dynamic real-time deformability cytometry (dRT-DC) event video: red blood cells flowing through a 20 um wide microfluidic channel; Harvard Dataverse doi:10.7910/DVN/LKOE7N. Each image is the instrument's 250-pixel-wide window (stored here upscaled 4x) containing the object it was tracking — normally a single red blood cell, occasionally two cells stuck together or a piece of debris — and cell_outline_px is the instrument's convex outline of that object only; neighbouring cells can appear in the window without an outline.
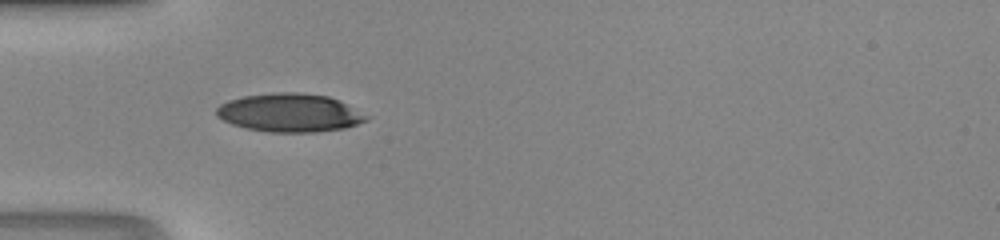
{"species": "human", "species_latin": "Homo sapiens", "temperature_condition": "room temperature", "stored_images_in_passage": 33, "camera_frame_rate_fps": 3000, "um_per_image_px": 0.085, "donor": {"sex": "male"}, "frame": {"image": 1, "passage_image": 1, "time_ms": 0.0, "image_size_px": [1000, 240], "cell_outline_px": [[372, 116], [368, 120], [344, 128], [316, 132], [268, 132], [248, 128], [232, 124], [216, 116], [216, 108], [220, 104], [228, 100], [244, 96], [272, 92], [296, 92], [328, 96], [340, 100]], "centroid_in_image_um": [24.66, 9.57], "position_along_channel_um": 60.3, "area_um2": 33.76}}
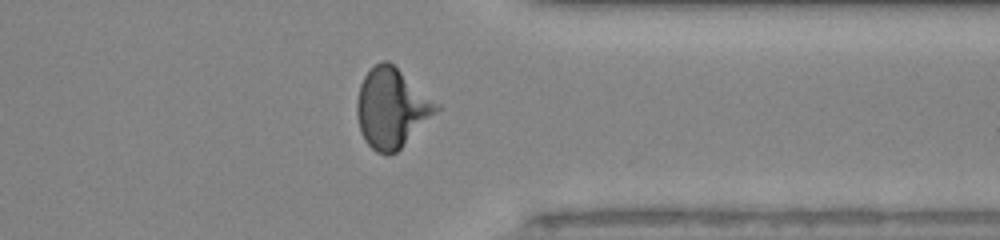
{"frame": {"image": 2, "passage_image": 23, "time_ms": 7.333, "image_size_px": [1000, 240], "cell_outline_px": [[440, 108], [396, 152], [388, 156], [376, 152], [364, 140], [360, 132], [356, 116], [356, 100], [360, 84], [364, 76], [380, 60], [388, 60], [440, 104]], "centroid_in_image_um": [33.25, 9.18], "position_along_channel_um": 378.1, "area_um2": 36.65}}
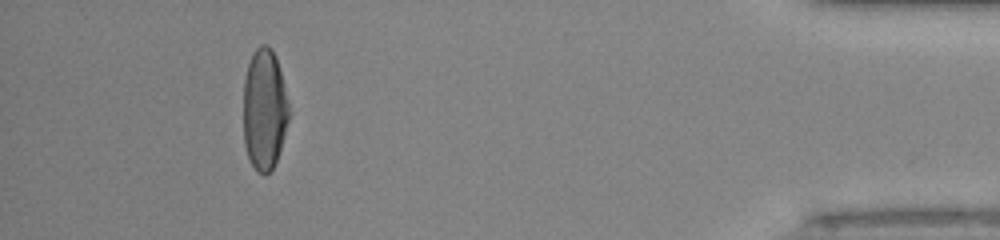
{"frame": {"image": 3, "passage_image": 29, "time_ms": 9.333, "image_size_px": [1000, 240], "cell_outline_px": [[288, 120], [280, 148], [276, 160], [272, 168], [264, 176], [256, 172], [248, 156], [244, 144], [244, 80], [248, 64], [252, 52], [260, 44], [268, 44], [272, 48], [276, 56], [288, 100]], "centroid_in_image_um": [22.46, 9.27], "position_along_channel_um": 412.7, "area_um2": 32.08}}